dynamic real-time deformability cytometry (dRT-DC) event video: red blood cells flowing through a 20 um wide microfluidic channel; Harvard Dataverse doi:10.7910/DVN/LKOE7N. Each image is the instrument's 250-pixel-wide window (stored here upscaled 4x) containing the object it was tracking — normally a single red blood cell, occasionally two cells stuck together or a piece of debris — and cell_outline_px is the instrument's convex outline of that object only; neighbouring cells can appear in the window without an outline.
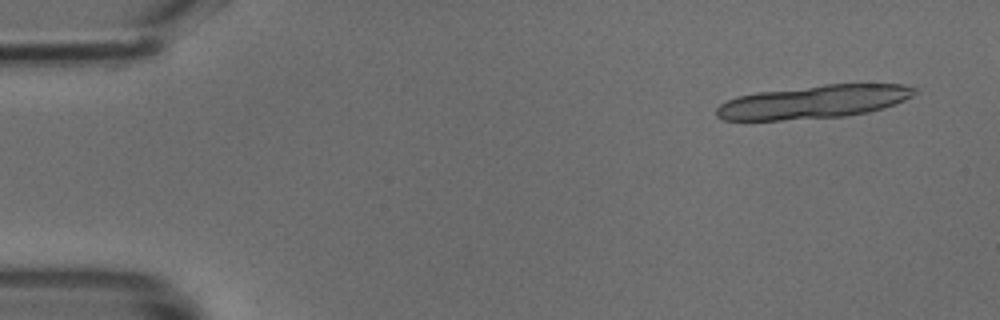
{"species": "common noctule bat (a hibernating species)", "species_latin": "Nyctalus noctula", "temperature_condition": "cold", "stored_images_in_passage": 13, "camera_frame_rate_fps": 3000, "um_per_image_px": 0.085, "animal": {"sex": "male", "body_mass_g": 18.8}, "frame": {"image": 1, "passage_image": 3, "time_ms": 0.667, "image_size_px": [1000, 320], "cell_outline_px": [[916, 92], [912, 96], [904, 100], [868, 112], [844, 116], [780, 120], [724, 120], [716, 116], [716, 108], [720, 104], [736, 96], [756, 92], [824, 84], [904, 84], [916, 88]], "centroid_in_image_um": [69.12, 8.65], "position_along_channel_um": 15.9, "area_um2": 38.21}}